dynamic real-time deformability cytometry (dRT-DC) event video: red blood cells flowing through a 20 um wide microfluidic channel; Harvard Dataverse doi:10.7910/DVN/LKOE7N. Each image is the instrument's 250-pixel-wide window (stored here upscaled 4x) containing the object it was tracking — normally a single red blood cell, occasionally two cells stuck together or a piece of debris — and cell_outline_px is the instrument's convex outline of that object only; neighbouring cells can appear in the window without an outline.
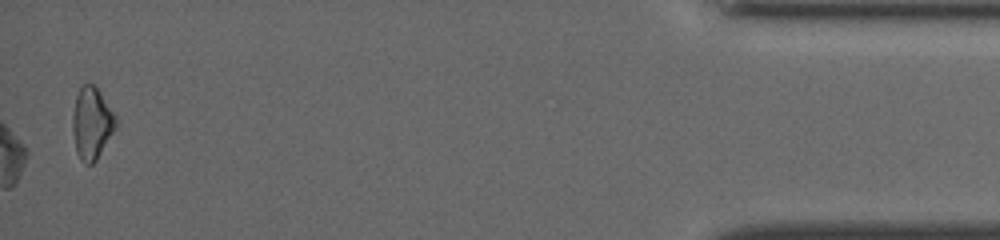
{"species": "common noctule bat (a hibernating species)", "species_latin": "Nyctalus noctula", "temperature_condition": "cold", "stored_images_in_passage": 38, "camera_frame_rate_fps": 3000, "um_per_image_px": 0.085, "animal": {"sex": "female", "body_mass_g": 19.5, "forearm_length_mm": 54.1}, "frame": {"image": 1, "passage_image": 38, "time_ms": 12.333, "image_size_px": [1000, 240], "cell_outline_px": [[116, 128], [96, 160], [92, 164], [84, 164], [80, 160], [76, 152], [72, 132], [72, 116], [76, 96], [80, 88], [84, 84], [96, 84], [116, 116]], "centroid_in_image_um": [7.79, 10.47], "position_along_channel_um": 427.4, "area_um2": 18.32}}